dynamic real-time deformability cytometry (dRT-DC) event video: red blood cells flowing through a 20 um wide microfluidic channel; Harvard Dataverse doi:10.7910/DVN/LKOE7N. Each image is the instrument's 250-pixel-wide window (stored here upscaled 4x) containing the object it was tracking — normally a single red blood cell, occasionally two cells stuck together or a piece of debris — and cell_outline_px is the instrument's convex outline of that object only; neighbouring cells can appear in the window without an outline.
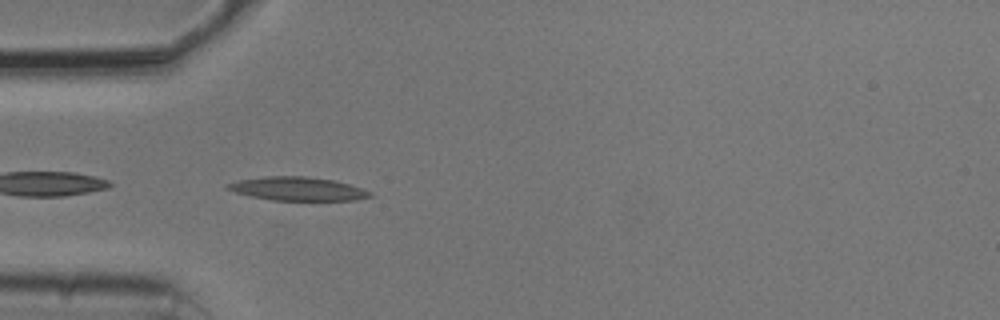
{"species": "common noctule bat (a hibernating species)", "species_latin": "Nyctalus noctula", "temperature_condition": "cold", "stored_images_in_passage": 38, "camera_frame_rate_fps": 3000, "um_per_image_px": 0.085, "animal": {"sex": "male", "body_mass_g": 20.5, "forearm_length_mm": 52.5}, "frame": {"image": 1, "passage_image": 1, "time_ms": 0.0, "image_size_px": [1000, 320], "cell_outline_px": [[372, 196], [356, 200], [272, 200], [252, 196], [236, 192], [224, 188], [224, 184], [240, 180], [264, 176], [304, 176], [332, 180], [348, 184], [372, 192]], "centroid_in_image_um": [25.26, 16.04], "position_along_channel_um": 59.7, "area_um2": 19.36}}
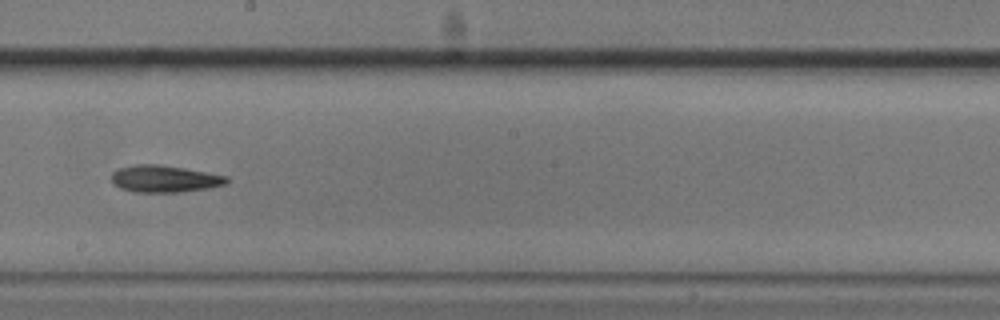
{"frame": {"image": 2, "passage_image": 15, "time_ms": 4.667, "image_size_px": [1000, 320], "cell_outline_px": [[228, 180], [224, 184], [208, 188], [184, 192], [132, 192], [120, 188], [112, 184], [112, 172], [116, 168], [136, 164], [156, 164], [184, 168], [228, 176]], "centroid_in_image_um": [13.93, 15.2], "position_along_channel_um": 234.3, "area_um2": 18.21}}
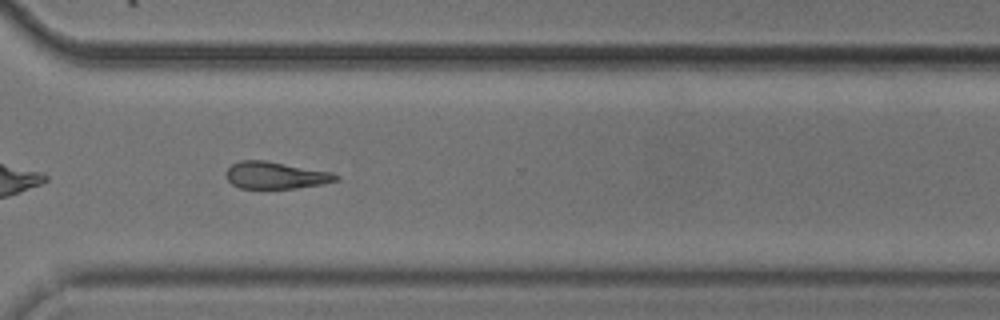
{"frame": {"image": 3, "passage_image": 24, "time_ms": 7.667, "image_size_px": [1000, 320], "cell_outline_px": [[340, 180], [324, 184], [292, 188], [240, 188], [232, 184], [228, 180], [224, 172], [232, 164], [240, 160], [264, 160], [332, 172], [340, 176]], "centroid_in_image_um": [23.43, 14.9], "position_along_channel_um": 347.2, "area_um2": 17.34}, "authors_computed_cell_mechanics": {"area_um2": 17.7157, "velocity_mm_per_s": 3.7866, "shape_relaxation_time_tau1_ms": 4.2206, "shape_relaxation_time_tau2_ms": null, "deformation_change_tau1": 0.1267, "deformation_change_tau2": null}}